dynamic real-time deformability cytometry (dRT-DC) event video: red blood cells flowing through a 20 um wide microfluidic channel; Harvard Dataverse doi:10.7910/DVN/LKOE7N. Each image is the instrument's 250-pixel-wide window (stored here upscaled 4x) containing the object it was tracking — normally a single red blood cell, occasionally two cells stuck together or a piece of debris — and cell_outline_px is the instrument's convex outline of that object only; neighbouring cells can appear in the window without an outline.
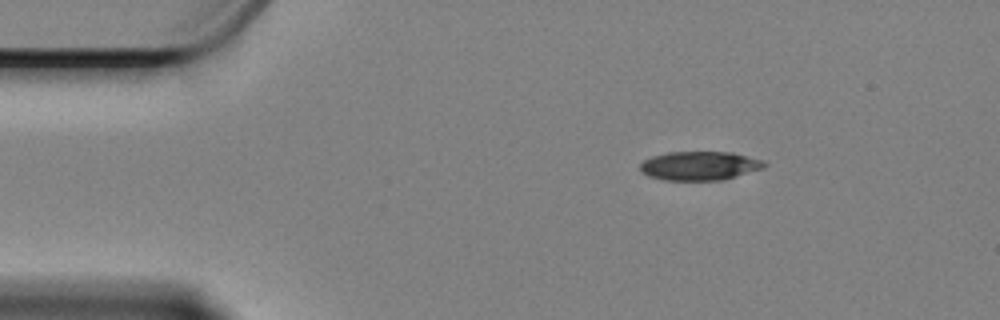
{"species": "Egyptian fruit bat (a non-hibernating species)", "species_latin": "Rousettus aegyptiacus", "temperature_condition": "cold", "stored_images_in_passage": 51, "camera_frame_rate_fps": 3000, "um_per_image_px": 0.085, "animal": {"sex": "female"}, "frame": {"image": 1, "passage_image": 1, "time_ms": 0.0, "image_size_px": [1000, 320], "cell_outline_px": [[768, 164], [764, 168], [724, 180], [664, 180], [648, 176], [640, 168], [640, 164], [644, 160], [652, 156], [668, 152], [732, 152], [760, 160]], "centroid_in_image_um": [59.47, 14.09], "position_along_channel_um": 25.5, "area_um2": 20.81}}
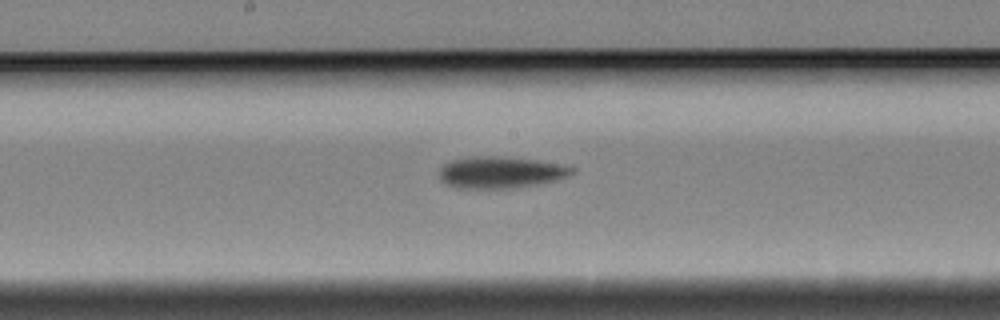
{"frame": {"image": 2, "passage_image": 22, "time_ms": 7.0, "image_size_px": [1000, 320], "cell_outline_px": [[576, 168], [572, 172], [564, 176], [540, 184], [512, 188], [456, 188], [444, 184], [440, 180], [440, 168], [444, 164], [452, 160], [464, 156], [496, 156], [536, 160]], "centroid_in_image_um": [42.44, 14.65], "position_along_channel_um": 205.8, "area_um2": 24.28}}
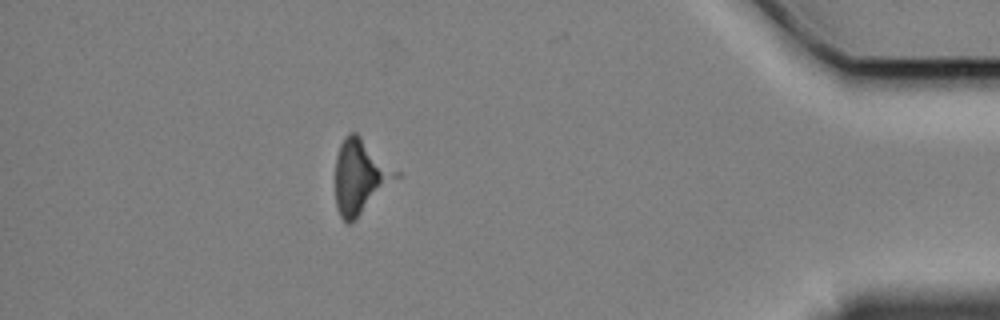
{"frame": {"image": 3, "passage_image": 44, "time_ms": 14.333, "image_size_px": [1000, 320], "cell_outline_px": [[388, 176], [356, 220], [348, 224], [340, 216], [336, 208], [336, 156], [340, 144], [344, 136], [348, 132], [356, 132], [360, 136]], "centroid_in_image_um": [30.26, 15.04], "position_along_channel_um": 404.9, "area_um2": 22.14}, "authors_computed_cell_mechanics": {"area_um2": 22.7732, "velocity_mm_per_s": 3.3763, "shape_relaxation_time_tau1_ms": null, "shape_relaxation_time_tau2_ms": 4.0052, "deformation_change_tau1": null, "deformation_change_tau2": 0.1229}}